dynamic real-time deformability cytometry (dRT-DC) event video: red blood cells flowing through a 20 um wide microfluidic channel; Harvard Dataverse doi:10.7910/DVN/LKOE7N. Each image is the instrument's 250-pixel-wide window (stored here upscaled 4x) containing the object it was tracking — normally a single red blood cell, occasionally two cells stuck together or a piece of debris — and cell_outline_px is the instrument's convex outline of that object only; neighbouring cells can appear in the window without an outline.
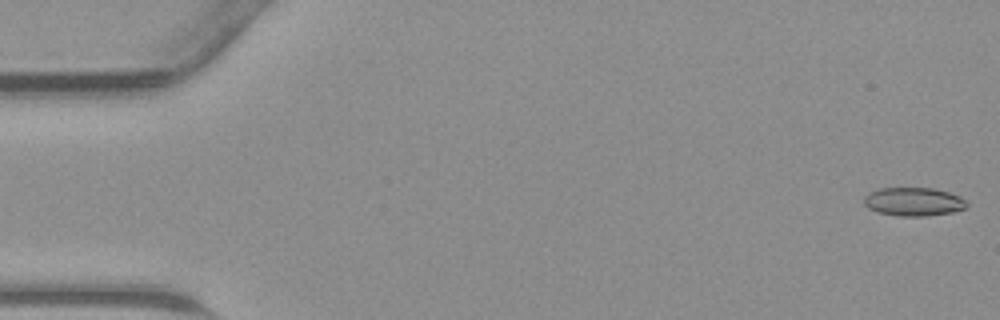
{"species": "common noctule bat (a hibernating species)", "species_latin": "Nyctalus noctula", "temperature_condition": "warm", "stored_images_in_passage": 11, "camera_frame_rate_fps": 3000, "um_per_image_px": 0.085, "animal": {"sex": "male", "body_mass_g": 23.1, "forearm_length_mm": 52.7}, "frame": {"image": 1, "passage_image": 1, "time_ms": 0.0, "image_size_px": [1000, 320], "cell_outline_px": [[968, 204], [964, 208], [952, 212], [924, 216], [896, 216], [876, 212], [868, 208], [864, 204], [864, 196], [868, 192], [880, 188], [932, 188], [948, 192], [960, 196]], "centroid_in_image_um": [77.6, 17.14], "position_along_channel_um": 7.4, "area_um2": 17.11}}